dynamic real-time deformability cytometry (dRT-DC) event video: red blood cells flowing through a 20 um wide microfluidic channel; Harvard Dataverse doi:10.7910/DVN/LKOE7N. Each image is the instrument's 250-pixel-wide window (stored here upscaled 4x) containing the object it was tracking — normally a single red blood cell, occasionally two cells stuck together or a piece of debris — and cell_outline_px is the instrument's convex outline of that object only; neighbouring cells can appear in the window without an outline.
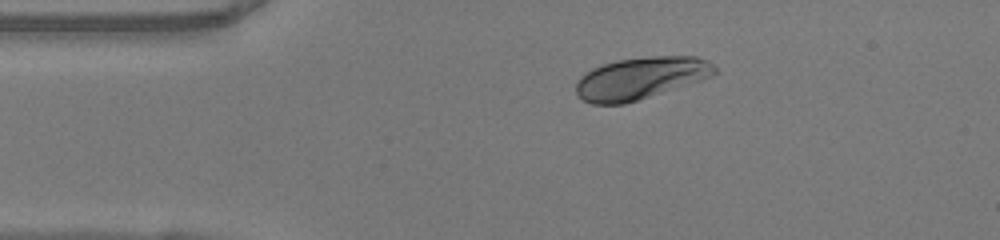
{"species": "human", "species_latin": "Homo sapiens", "temperature_condition": "warm", "stored_images_in_passage": 41, "camera_frame_rate_fps": 3000, "um_per_image_px": 0.085, "donor": {"sex": "female"}, "frame": {"image": 1, "passage_image": 1, "time_ms": 0.0, "image_size_px": [1000, 240], "cell_outline_px": [[716, 72], [712, 76], [700, 80], [624, 104], [592, 104], [584, 100], [576, 92], [576, 80], [580, 76], [592, 68], [600, 64], [616, 60], [648, 56], [696, 56], [708, 60], [716, 64]], "centroid_in_image_um": [54.44, 6.62], "position_along_channel_um": 30.6, "area_um2": 33.99}}
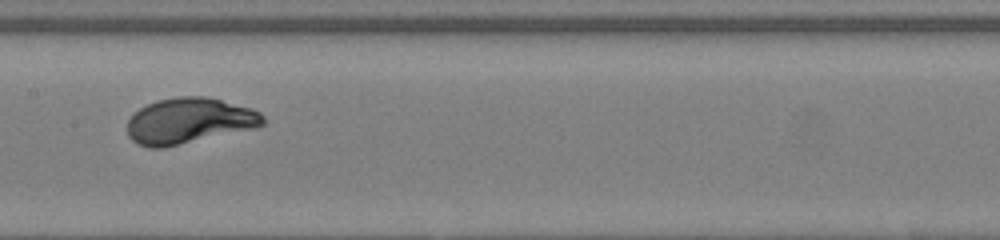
{"frame": {"image": 2, "passage_image": 16, "time_ms": 5.0, "image_size_px": [1000, 240], "cell_outline_px": [[264, 124], [256, 128], [164, 148], [148, 148], [136, 144], [128, 136], [128, 120], [140, 108], [148, 104], [160, 100], [176, 96], [204, 96], [220, 100], [248, 108], [260, 112], [264, 116]], "centroid_in_image_um": [16.06, 10.29], "position_along_channel_um": 191.3, "area_um2": 36.07}}
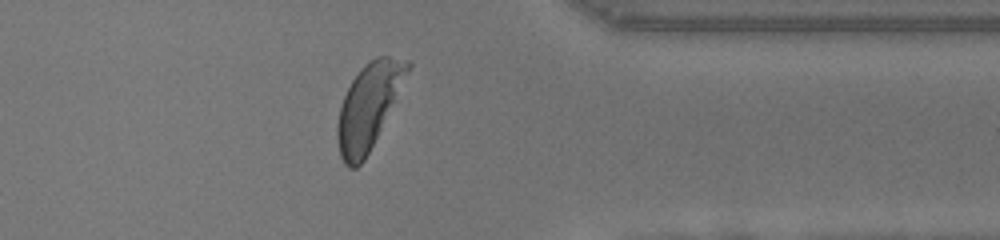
{"frame": {"image": 3, "passage_image": 31, "time_ms": 10.0, "image_size_px": [1000, 240], "cell_outline_px": [[412, 64], [364, 160], [356, 168], [348, 168], [344, 164], [340, 156], [336, 140], [336, 128], [340, 108], [344, 96], [352, 80], [360, 68], [368, 60], [376, 56], [388, 56], [408, 60]], "centroid_in_image_um": [31.27, 9.02], "position_along_channel_um": 380.1, "area_um2": 33.93}, "authors_computed_cell_mechanics": {"area_um2": 35.3736, "velocity_mm_per_s": 4.0409, "shape_relaxation_time_tau1_ms": 2.3962, "shape_relaxation_time_tau2_ms": null, "deformation_change_tau1": 0.1871, "deformation_change_tau2": null}}